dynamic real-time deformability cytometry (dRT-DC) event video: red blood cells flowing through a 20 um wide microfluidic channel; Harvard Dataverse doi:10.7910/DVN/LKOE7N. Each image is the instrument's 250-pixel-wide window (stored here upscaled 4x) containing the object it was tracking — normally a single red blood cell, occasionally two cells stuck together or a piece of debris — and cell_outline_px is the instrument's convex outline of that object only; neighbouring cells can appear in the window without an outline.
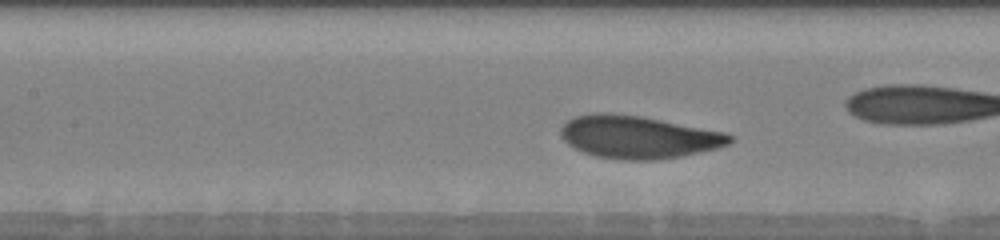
{"species": "human", "species_latin": "Homo sapiens", "temperature_condition": "warm", "stored_images_in_passage": 14, "camera_frame_rate_fps": 3000, "um_per_image_px": 0.085, "donor": {"sex": "male"}, "frame": {"image": 1, "passage_image": 9, "time_ms": 2.333, "image_size_px": [1000, 240], "cell_outline_px": [[732, 140], [728, 144], [720, 148], [680, 156], [656, 160], [620, 160], [596, 156], [584, 152], [568, 144], [560, 136], [560, 128], [568, 120], [576, 116], [600, 112], [612, 112], [640, 116], [728, 132], [732, 136]], "centroid_in_image_um": [54.27, 11.64], "position_along_channel_um": 153.1, "area_um2": 42.19}}